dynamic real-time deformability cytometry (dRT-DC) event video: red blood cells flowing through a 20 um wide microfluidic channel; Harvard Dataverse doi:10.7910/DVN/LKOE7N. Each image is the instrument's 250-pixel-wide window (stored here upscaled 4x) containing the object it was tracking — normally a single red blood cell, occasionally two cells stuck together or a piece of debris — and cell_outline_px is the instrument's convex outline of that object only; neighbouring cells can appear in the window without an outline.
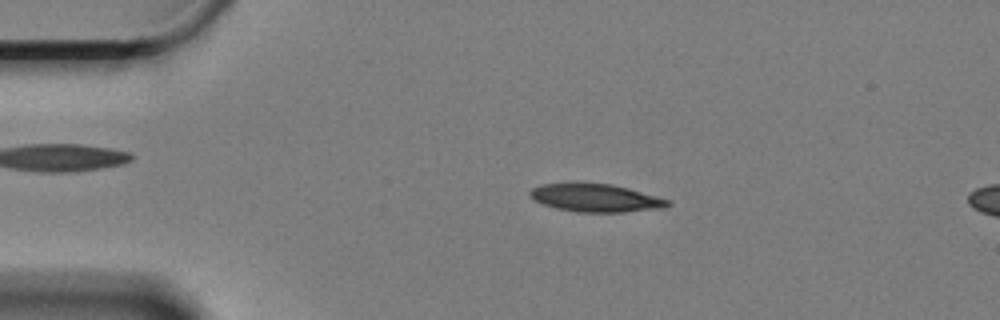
{"species": "Egyptian fruit bat (a non-hibernating species)", "species_latin": "Rousettus aegyptiacus", "temperature_condition": "cold", "stored_images_in_passage": 11, "camera_frame_rate_fps": 3000, "um_per_image_px": 0.085, "animal": {"sex": "female"}, "frame": {"image": 1, "passage_image": 7, "time_ms": 2.0, "image_size_px": [1000, 320], "cell_outline_px": [[672, 204], [664, 208], [624, 212], [576, 212], [556, 208], [544, 204], [528, 196], [528, 192], [532, 188], [540, 184], [576, 180], [580, 180], [612, 184], [628, 188], [672, 200]], "centroid_in_image_um": [50.6, 16.78], "position_along_channel_um": 34.4, "area_um2": 23.41}}